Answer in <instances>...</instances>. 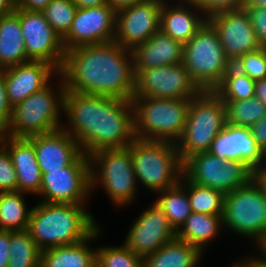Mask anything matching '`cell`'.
<instances>
[{
	"instance_id": "74e56055",
	"label": "cell",
	"mask_w": 266,
	"mask_h": 267,
	"mask_svg": "<svg viewBox=\"0 0 266 267\" xmlns=\"http://www.w3.org/2000/svg\"><path fill=\"white\" fill-rule=\"evenodd\" d=\"M11 156L0 143V193L17 191V176Z\"/></svg>"
},
{
	"instance_id": "d590c367",
	"label": "cell",
	"mask_w": 266,
	"mask_h": 267,
	"mask_svg": "<svg viewBox=\"0 0 266 267\" xmlns=\"http://www.w3.org/2000/svg\"><path fill=\"white\" fill-rule=\"evenodd\" d=\"M77 6L72 0H51L41 11L53 30L63 38L71 28Z\"/></svg>"
},
{
	"instance_id": "5b68a950",
	"label": "cell",
	"mask_w": 266,
	"mask_h": 267,
	"mask_svg": "<svg viewBox=\"0 0 266 267\" xmlns=\"http://www.w3.org/2000/svg\"><path fill=\"white\" fill-rule=\"evenodd\" d=\"M89 160L91 194L98 187L102 188L116 209L136 201L140 187L133 170L130 145L100 149L91 154Z\"/></svg>"
},
{
	"instance_id": "f1b7e54d",
	"label": "cell",
	"mask_w": 266,
	"mask_h": 267,
	"mask_svg": "<svg viewBox=\"0 0 266 267\" xmlns=\"http://www.w3.org/2000/svg\"><path fill=\"white\" fill-rule=\"evenodd\" d=\"M31 208V209H30ZM32 207L25 201V193L20 191L0 193V230H27Z\"/></svg>"
},
{
	"instance_id": "4316f807",
	"label": "cell",
	"mask_w": 266,
	"mask_h": 267,
	"mask_svg": "<svg viewBox=\"0 0 266 267\" xmlns=\"http://www.w3.org/2000/svg\"><path fill=\"white\" fill-rule=\"evenodd\" d=\"M31 61L26 54L19 16L0 17V70Z\"/></svg>"
},
{
	"instance_id": "60d3db41",
	"label": "cell",
	"mask_w": 266,
	"mask_h": 267,
	"mask_svg": "<svg viewBox=\"0 0 266 267\" xmlns=\"http://www.w3.org/2000/svg\"><path fill=\"white\" fill-rule=\"evenodd\" d=\"M12 108L8 104L3 69L0 70V134H3L10 122Z\"/></svg>"
},
{
	"instance_id": "7a4b0ae2",
	"label": "cell",
	"mask_w": 266,
	"mask_h": 267,
	"mask_svg": "<svg viewBox=\"0 0 266 267\" xmlns=\"http://www.w3.org/2000/svg\"><path fill=\"white\" fill-rule=\"evenodd\" d=\"M59 74L66 91L132 100L135 91L131 50L116 41L65 51Z\"/></svg>"
},
{
	"instance_id": "bcb514c9",
	"label": "cell",
	"mask_w": 266,
	"mask_h": 267,
	"mask_svg": "<svg viewBox=\"0 0 266 267\" xmlns=\"http://www.w3.org/2000/svg\"><path fill=\"white\" fill-rule=\"evenodd\" d=\"M252 178L266 195V160L260 167L252 171Z\"/></svg>"
},
{
	"instance_id": "277c9868",
	"label": "cell",
	"mask_w": 266,
	"mask_h": 267,
	"mask_svg": "<svg viewBox=\"0 0 266 267\" xmlns=\"http://www.w3.org/2000/svg\"><path fill=\"white\" fill-rule=\"evenodd\" d=\"M55 78V81L58 79L56 84L52 80L42 90L34 92L12 108L10 122L3 135L28 138L62 128V123L65 122L61 119H64L63 100L66 88L60 74Z\"/></svg>"
},
{
	"instance_id": "8fae6325",
	"label": "cell",
	"mask_w": 266,
	"mask_h": 267,
	"mask_svg": "<svg viewBox=\"0 0 266 267\" xmlns=\"http://www.w3.org/2000/svg\"><path fill=\"white\" fill-rule=\"evenodd\" d=\"M183 175L192 183L228 194L252 178L244 163L222 160L209 151L191 155L183 162Z\"/></svg>"
},
{
	"instance_id": "2e32d148",
	"label": "cell",
	"mask_w": 266,
	"mask_h": 267,
	"mask_svg": "<svg viewBox=\"0 0 266 267\" xmlns=\"http://www.w3.org/2000/svg\"><path fill=\"white\" fill-rule=\"evenodd\" d=\"M115 23L116 12L109 4L77 8L71 28L62 38L64 50L114 41Z\"/></svg>"
},
{
	"instance_id": "9c48e42d",
	"label": "cell",
	"mask_w": 266,
	"mask_h": 267,
	"mask_svg": "<svg viewBox=\"0 0 266 267\" xmlns=\"http://www.w3.org/2000/svg\"><path fill=\"white\" fill-rule=\"evenodd\" d=\"M183 64L200 91H214L232 66L215 28L207 21L184 44Z\"/></svg>"
},
{
	"instance_id": "7c38bea8",
	"label": "cell",
	"mask_w": 266,
	"mask_h": 267,
	"mask_svg": "<svg viewBox=\"0 0 266 267\" xmlns=\"http://www.w3.org/2000/svg\"><path fill=\"white\" fill-rule=\"evenodd\" d=\"M90 195V160L84 153L69 166L42 173L40 202L88 204Z\"/></svg>"
},
{
	"instance_id": "7bdbcfd3",
	"label": "cell",
	"mask_w": 266,
	"mask_h": 267,
	"mask_svg": "<svg viewBox=\"0 0 266 267\" xmlns=\"http://www.w3.org/2000/svg\"><path fill=\"white\" fill-rule=\"evenodd\" d=\"M250 129L254 139L256 140L257 146L266 155V115Z\"/></svg>"
},
{
	"instance_id": "ab89813d",
	"label": "cell",
	"mask_w": 266,
	"mask_h": 267,
	"mask_svg": "<svg viewBox=\"0 0 266 267\" xmlns=\"http://www.w3.org/2000/svg\"><path fill=\"white\" fill-rule=\"evenodd\" d=\"M243 8L249 13L257 40L262 46H266V7L243 6Z\"/></svg>"
},
{
	"instance_id": "3957f363",
	"label": "cell",
	"mask_w": 266,
	"mask_h": 267,
	"mask_svg": "<svg viewBox=\"0 0 266 267\" xmlns=\"http://www.w3.org/2000/svg\"><path fill=\"white\" fill-rule=\"evenodd\" d=\"M87 208L86 204L38 201L27 231L41 250L80 242L99 226Z\"/></svg>"
},
{
	"instance_id": "83f0119b",
	"label": "cell",
	"mask_w": 266,
	"mask_h": 267,
	"mask_svg": "<svg viewBox=\"0 0 266 267\" xmlns=\"http://www.w3.org/2000/svg\"><path fill=\"white\" fill-rule=\"evenodd\" d=\"M204 254L177 238L143 259V267H199Z\"/></svg>"
},
{
	"instance_id": "30bf717a",
	"label": "cell",
	"mask_w": 266,
	"mask_h": 267,
	"mask_svg": "<svg viewBox=\"0 0 266 267\" xmlns=\"http://www.w3.org/2000/svg\"><path fill=\"white\" fill-rule=\"evenodd\" d=\"M225 125L224 102L214 91H200L190 99L184 132L176 143L181 161L193 154L209 151Z\"/></svg>"
},
{
	"instance_id": "1f68e13d",
	"label": "cell",
	"mask_w": 266,
	"mask_h": 267,
	"mask_svg": "<svg viewBox=\"0 0 266 267\" xmlns=\"http://www.w3.org/2000/svg\"><path fill=\"white\" fill-rule=\"evenodd\" d=\"M179 183L187 190L192 212L222 215L225 197L223 192L192 183L184 175Z\"/></svg>"
},
{
	"instance_id": "f546056e",
	"label": "cell",
	"mask_w": 266,
	"mask_h": 267,
	"mask_svg": "<svg viewBox=\"0 0 266 267\" xmlns=\"http://www.w3.org/2000/svg\"><path fill=\"white\" fill-rule=\"evenodd\" d=\"M155 197L154 202L164 211L170 226L177 232L192 213L187 190L178 183L156 193Z\"/></svg>"
},
{
	"instance_id": "f35d334b",
	"label": "cell",
	"mask_w": 266,
	"mask_h": 267,
	"mask_svg": "<svg viewBox=\"0 0 266 267\" xmlns=\"http://www.w3.org/2000/svg\"><path fill=\"white\" fill-rule=\"evenodd\" d=\"M197 9L207 18L221 12L243 8L246 0H193Z\"/></svg>"
},
{
	"instance_id": "603a6c76",
	"label": "cell",
	"mask_w": 266,
	"mask_h": 267,
	"mask_svg": "<svg viewBox=\"0 0 266 267\" xmlns=\"http://www.w3.org/2000/svg\"><path fill=\"white\" fill-rule=\"evenodd\" d=\"M175 1L170 4L171 1L163 0L160 29L184 45L208 19L197 9L193 0Z\"/></svg>"
},
{
	"instance_id": "9a60e30c",
	"label": "cell",
	"mask_w": 266,
	"mask_h": 267,
	"mask_svg": "<svg viewBox=\"0 0 266 267\" xmlns=\"http://www.w3.org/2000/svg\"><path fill=\"white\" fill-rule=\"evenodd\" d=\"M163 0H145L116 12L115 38L120 46L133 50L160 30Z\"/></svg>"
},
{
	"instance_id": "816d5d0a",
	"label": "cell",
	"mask_w": 266,
	"mask_h": 267,
	"mask_svg": "<svg viewBox=\"0 0 266 267\" xmlns=\"http://www.w3.org/2000/svg\"><path fill=\"white\" fill-rule=\"evenodd\" d=\"M244 6L266 7V0H246Z\"/></svg>"
},
{
	"instance_id": "ac0fdd59",
	"label": "cell",
	"mask_w": 266,
	"mask_h": 267,
	"mask_svg": "<svg viewBox=\"0 0 266 267\" xmlns=\"http://www.w3.org/2000/svg\"><path fill=\"white\" fill-rule=\"evenodd\" d=\"M220 38L226 57L235 62L240 56L259 50L249 13L245 8L221 12L208 19Z\"/></svg>"
},
{
	"instance_id": "681fc988",
	"label": "cell",
	"mask_w": 266,
	"mask_h": 267,
	"mask_svg": "<svg viewBox=\"0 0 266 267\" xmlns=\"http://www.w3.org/2000/svg\"><path fill=\"white\" fill-rule=\"evenodd\" d=\"M255 97L266 104V78L256 81Z\"/></svg>"
},
{
	"instance_id": "52a82bcc",
	"label": "cell",
	"mask_w": 266,
	"mask_h": 267,
	"mask_svg": "<svg viewBox=\"0 0 266 267\" xmlns=\"http://www.w3.org/2000/svg\"><path fill=\"white\" fill-rule=\"evenodd\" d=\"M136 138L177 143L186 125L190 99L133 96Z\"/></svg>"
},
{
	"instance_id": "ba28073f",
	"label": "cell",
	"mask_w": 266,
	"mask_h": 267,
	"mask_svg": "<svg viewBox=\"0 0 266 267\" xmlns=\"http://www.w3.org/2000/svg\"><path fill=\"white\" fill-rule=\"evenodd\" d=\"M223 229L252 239L254 249L266 243V195L251 178L245 185L225 194Z\"/></svg>"
},
{
	"instance_id": "d6986e66",
	"label": "cell",
	"mask_w": 266,
	"mask_h": 267,
	"mask_svg": "<svg viewBox=\"0 0 266 267\" xmlns=\"http://www.w3.org/2000/svg\"><path fill=\"white\" fill-rule=\"evenodd\" d=\"M59 71L44 61H28L3 69L8 104L13 108L46 87Z\"/></svg>"
},
{
	"instance_id": "ee69618b",
	"label": "cell",
	"mask_w": 266,
	"mask_h": 267,
	"mask_svg": "<svg viewBox=\"0 0 266 267\" xmlns=\"http://www.w3.org/2000/svg\"><path fill=\"white\" fill-rule=\"evenodd\" d=\"M9 262V231L0 230V267H7Z\"/></svg>"
},
{
	"instance_id": "6da1fadb",
	"label": "cell",
	"mask_w": 266,
	"mask_h": 267,
	"mask_svg": "<svg viewBox=\"0 0 266 267\" xmlns=\"http://www.w3.org/2000/svg\"><path fill=\"white\" fill-rule=\"evenodd\" d=\"M63 116L62 129L87 156L100 149L128 147L136 138L131 100L66 91Z\"/></svg>"
},
{
	"instance_id": "d6a6232c",
	"label": "cell",
	"mask_w": 266,
	"mask_h": 267,
	"mask_svg": "<svg viewBox=\"0 0 266 267\" xmlns=\"http://www.w3.org/2000/svg\"><path fill=\"white\" fill-rule=\"evenodd\" d=\"M223 102L226 124L251 128L266 115V104L256 97Z\"/></svg>"
},
{
	"instance_id": "7402d4cb",
	"label": "cell",
	"mask_w": 266,
	"mask_h": 267,
	"mask_svg": "<svg viewBox=\"0 0 266 267\" xmlns=\"http://www.w3.org/2000/svg\"><path fill=\"white\" fill-rule=\"evenodd\" d=\"M0 143L9 152L17 176V191L39 195L42 173L33 144L27 138L0 134Z\"/></svg>"
},
{
	"instance_id": "836d02e7",
	"label": "cell",
	"mask_w": 266,
	"mask_h": 267,
	"mask_svg": "<svg viewBox=\"0 0 266 267\" xmlns=\"http://www.w3.org/2000/svg\"><path fill=\"white\" fill-rule=\"evenodd\" d=\"M255 85L256 81L232 65L214 92L223 101L246 100L255 97Z\"/></svg>"
},
{
	"instance_id": "8992f818",
	"label": "cell",
	"mask_w": 266,
	"mask_h": 267,
	"mask_svg": "<svg viewBox=\"0 0 266 267\" xmlns=\"http://www.w3.org/2000/svg\"><path fill=\"white\" fill-rule=\"evenodd\" d=\"M130 151L138 184L153 195L180 182L183 162L176 143L135 138Z\"/></svg>"
},
{
	"instance_id": "e575fe53",
	"label": "cell",
	"mask_w": 266,
	"mask_h": 267,
	"mask_svg": "<svg viewBox=\"0 0 266 267\" xmlns=\"http://www.w3.org/2000/svg\"><path fill=\"white\" fill-rule=\"evenodd\" d=\"M96 265L98 267H143V258L131 252L123 243L96 247Z\"/></svg>"
},
{
	"instance_id": "5bb4252c",
	"label": "cell",
	"mask_w": 266,
	"mask_h": 267,
	"mask_svg": "<svg viewBox=\"0 0 266 267\" xmlns=\"http://www.w3.org/2000/svg\"><path fill=\"white\" fill-rule=\"evenodd\" d=\"M20 18L27 57L32 61H44L61 70L65 50L62 38L53 30L40 11L15 8Z\"/></svg>"
},
{
	"instance_id": "f6af8a7d",
	"label": "cell",
	"mask_w": 266,
	"mask_h": 267,
	"mask_svg": "<svg viewBox=\"0 0 266 267\" xmlns=\"http://www.w3.org/2000/svg\"><path fill=\"white\" fill-rule=\"evenodd\" d=\"M51 0H16V8L27 11H42Z\"/></svg>"
},
{
	"instance_id": "484cf974",
	"label": "cell",
	"mask_w": 266,
	"mask_h": 267,
	"mask_svg": "<svg viewBox=\"0 0 266 267\" xmlns=\"http://www.w3.org/2000/svg\"><path fill=\"white\" fill-rule=\"evenodd\" d=\"M222 229V215L192 212L176 232V238L197 247L204 254L210 242L219 238Z\"/></svg>"
},
{
	"instance_id": "c3c4849f",
	"label": "cell",
	"mask_w": 266,
	"mask_h": 267,
	"mask_svg": "<svg viewBox=\"0 0 266 267\" xmlns=\"http://www.w3.org/2000/svg\"><path fill=\"white\" fill-rule=\"evenodd\" d=\"M77 8L99 7L109 4V0H72Z\"/></svg>"
},
{
	"instance_id": "f5cc1de1",
	"label": "cell",
	"mask_w": 266,
	"mask_h": 267,
	"mask_svg": "<svg viewBox=\"0 0 266 267\" xmlns=\"http://www.w3.org/2000/svg\"><path fill=\"white\" fill-rule=\"evenodd\" d=\"M260 249L266 254V243Z\"/></svg>"
},
{
	"instance_id": "e0dca14e",
	"label": "cell",
	"mask_w": 266,
	"mask_h": 267,
	"mask_svg": "<svg viewBox=\"0 0 266 267\" xmlns=\"http://www.w3.org/2000/svg\"><path fill=\"white\" fill-rule=\"evenodd\" d=\"M129 228L123 244L143 259L176 238L164 211L153 201Z\"/></svg>"
},
{
	"instance_id": "cb8c5ba5",
	"label": "cell",
	"mask_w": 266,
	"mask_h": 267,
	"mask_svg": "<svg viewBox=\"0 0 266 267\" xmlns=\"http://www.w3.org/2000/svg\"><path fill=\"white\" fill-rule=\"evenodd\" d=\"M184 45L161 29L133 50L134 70L183 63Z\"/></svg>"
},
{
	"instance_id": "7dc6e473",
	"label": "cell",
	"mask_w": 266,
	"mask_h": 267,
	"mask_svg": "<svg viewBox=\"0 0 266 267\" xmlns=\"http://www.w3.org/2000/svg\"><path fill=\"white\" fill-rule=\"evenodd\" d=\"M145 0H109V5L115 12L128 8L134 4L143 2Z\"/></svg>"
},
{
	"instance_id": "b9f144b4",
	"label": "cell",
	"mask_w": 266,
	"mask_h": 267,
	"mask_svg": "<svg viewBox=\"0 0 266 267\" xmlns=\"http://www.w3.org/2000/svg\"><path fill=\"white\" fill-rule=\"evenodd\" d=\"M258 252L254 255H247L238 261L235 260L229 267H266V254L262 249H256ZM260 254V256H259Z\"/></svg>"
},
{
	"instance_id": "8d00e7d4",
	"label": "cell",
	"mask_w": 266,
	"mask_h": 267,
	"mask_svg": "<svg viewBox=\"0 0 266 267\" xmlns=\"http://www.w3.org/2000/svg\"><path fill=\"white\" fill-rule=\"evenodd\" d=\"M232 65L254 81L266 78V46L240 56Z\"/></svg>"
},
{
	"instance_id": "d4e9b609",
	"label": "cell",
	"mask_w": 266,
	"mask_h": 267,
	"mask_svg": "<svg viewBox=\"0 0 266 267\" xmlns=\"http://www.w3.org/2000/svg\"><path fill=\"white\" fill-rule=\"evenodd\" d=\"M101 229L99 225L80 242L42 250L40 267H95L97 248L91 247L90 242L101 239Z\"/></svg>"
},
{
	"instance_id": "4fadbf2b",
	"label": "cell",
	"mask_w": 266,
	"mask_h": 267,
	"mask_svg": "<svg viewBox=\"0 0 266 267\" xmlns=\"http://www.w3.org/2000/svg\"><path fill=\"white\" fill-rule=\"evenodd\" d=\"M199 92L183 63L135 70L133 96L192 99Z\"/></svg>"
},
{
	"instance_id": "ffe728a7",
	"label": "cell",
	"mask_w": 266,
	"mask_h": 267,
	"mask_svg": "<svg viewBox=\"0 0 266 267\" xmlns=\"http://www.w3.org/2000/svg\"><path fill=\"white\" fill-rule=\"evenodd\" d=\"M209 152L222 160L240 161L252 171L266 160L251 129L230 124H226L216 135Z\"/></svg>"
},
{
	"instance_id": "f907efd6",
	"label": "cell",
	"mask_w": 266,
	"mask_h": 267,
	"mask_svg": "<svg viewBox=\"0 0 266 267\" xmlns=\"http://www.w3.org/2000/svg\"><path fill=\"white\" fill-rule=\"evenodd\" d=\"M16 8V0H0V17L13 13Z\"/></svg>"
},
{
	"instance_id": "4dcf8cb0",
	"label": "cell",
	"mask_w": 266,
	"mask_h": 267,
	"mask_svg": "<svg viewBox=\"0 0 266 267\" xmlns=\"http://www.w3.org/2000/svg\"><path fill=\"white\" fill-rule=\"evenodd\" d=\"M41 252L27 230L9 231L7 267H40Z\"/></svg>"
},
{
	"instance_id": "44dd1931",
	"label": "cell",
	"mask_w": 266,
	"mask_h": 267,
	"mask_svg": "<svg viewBox=\"0 0 266 267\" xmlns=\"http://www.w3.org/2000/svg\"><path fill=\"white\" fill-rule=\"evenodd\" d=\"M41 173L69 166L81 153L78 142L64 129L30 136Z\"/></svg>"
}]
</instances>
